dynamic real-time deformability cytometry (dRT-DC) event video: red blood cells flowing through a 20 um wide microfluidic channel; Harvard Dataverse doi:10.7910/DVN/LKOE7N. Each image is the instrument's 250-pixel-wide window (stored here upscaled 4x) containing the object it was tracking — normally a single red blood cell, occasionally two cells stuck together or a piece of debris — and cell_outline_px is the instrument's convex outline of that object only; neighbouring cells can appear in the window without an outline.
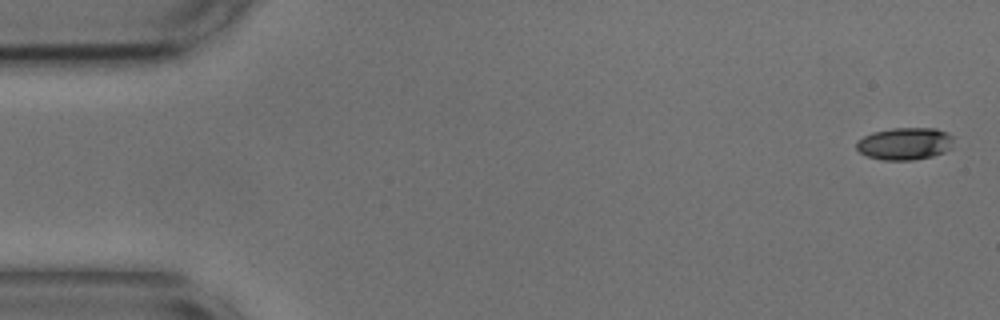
{"species": "common noctule bat (a hibernating species)", "species_latin": "Nyctalus noctula", "temperature_condition": "cold", "stored_images_in_passage": 4, "camera_frame_rate_fps": 3000, "um_per_image_px": 0.085, "animal": {"sex": "male", "body_mass_g": 17.9, "forearm_length_mm": 54.2}, "frame": {"image": 1, "passage_image": 1, "time_ms": 0.0, "image_size_px": [1000, 320], "cell_outline_px": [[952, 148], [944, 152], [932, 156], [912, 160], [884, 160], [868, 156], [860, 152], [856, 148], [856, 140], [872, 132], [892, 128], [936, 128], [948, 132], [952, 136]], "centroid_in_image_um": [76.91, 12.2], "position_along_channel_um": 8.1, "area_um2": 18.38}}
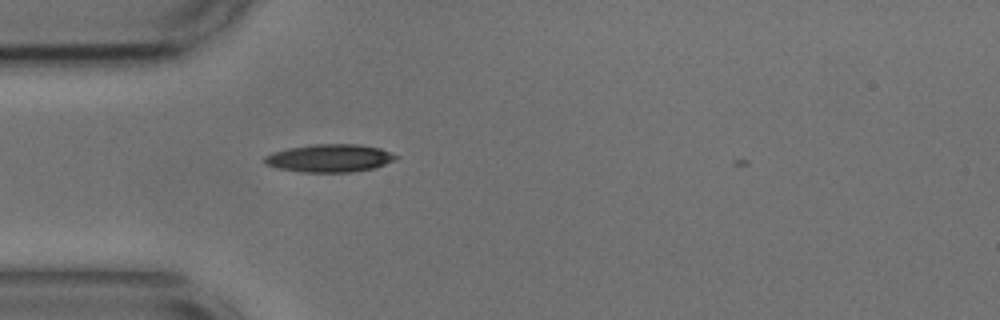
{"frame": {"image": 2, "passage_image": 4, "time_ms": 1.0, "image_size_px": [1000, 320], "cell_outline_px": [[400, 156], [396, 160], [372, 168], [352, 172], [304, 172], [276, 168], [264, 164], [264, 156], [272, 152], [288, 148], [312, 144], [360, 144], [380, 148]], "centroid_in_image_um": [28.0, 13.44], "position_along_channel_um": 57.0, "area_um2": 21.44}}